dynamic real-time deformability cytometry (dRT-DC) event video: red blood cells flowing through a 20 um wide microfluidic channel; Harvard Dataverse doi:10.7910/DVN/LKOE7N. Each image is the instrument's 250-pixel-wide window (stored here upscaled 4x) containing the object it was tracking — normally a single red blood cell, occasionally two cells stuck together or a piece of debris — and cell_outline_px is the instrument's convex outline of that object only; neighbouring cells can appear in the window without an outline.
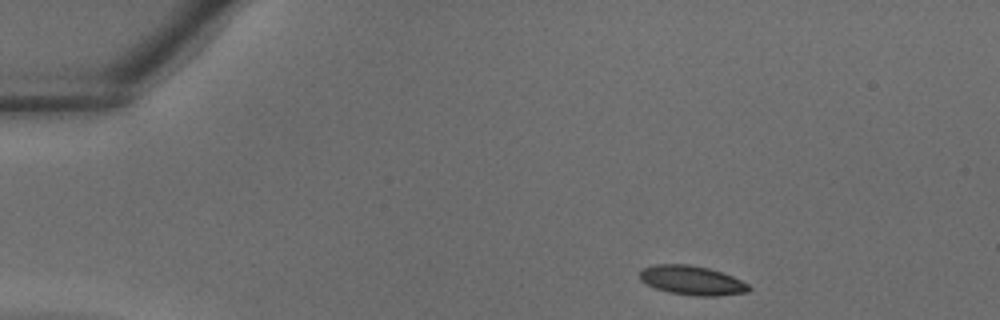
{"species": "common noctule bat (a hibernating species)", "species_latin": "Nyctalus noctula", "temperature_condition": "warm", "stored_images_in_passage": 33, "camera_frame_rate_fps": 3000, "um_per_image_px": 0.085, "animal": {"sex": "male", "body_mass_g": 18.8}, "frame": {"image": 1, "passage_image": 1, "time_ms": 0.0, "image_size_px": [1000, 320], "cell_outline_px": [[752, 288], [748, 292], [716, 296], [696, 296], [668, 292], [656, 288], [640, 280], [640, 272], [644, 268], [656, 264], [688, 264], [708, 268], [732, 276], [748, 284]], "centroid_in_image_um": [58.83, 23.84], "position_along_channel_um": 26.2, "area_um2": 18.44}}
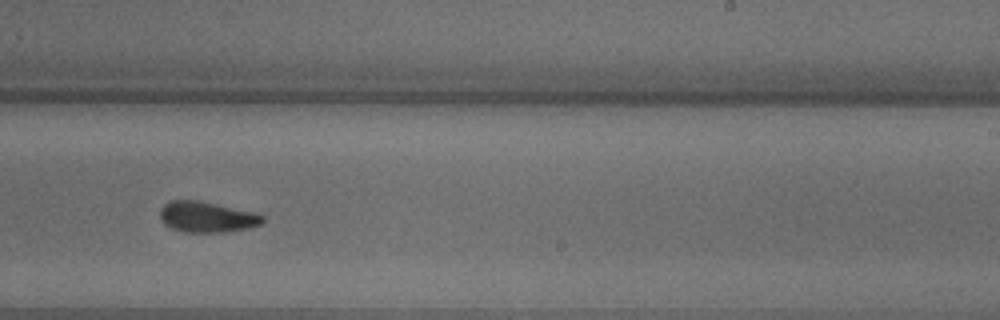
{"frame": {"image": 2, "passage_image": 19, "time_ms": 6.0, "image_size_px": [1000, 320], "cell_outline_px": [[264, 224], [248, 228], [228, 232], [184, 232], [172, 228], [164, 224], [160, 220], [160, 208], [164, 204], [172, 200], [196, 200], [256, 212], [264, 216]], "centroid_in_image_um": [17.6, 18.45], "position_along_channel_um": 271.4, "area_um2": 18.55}}
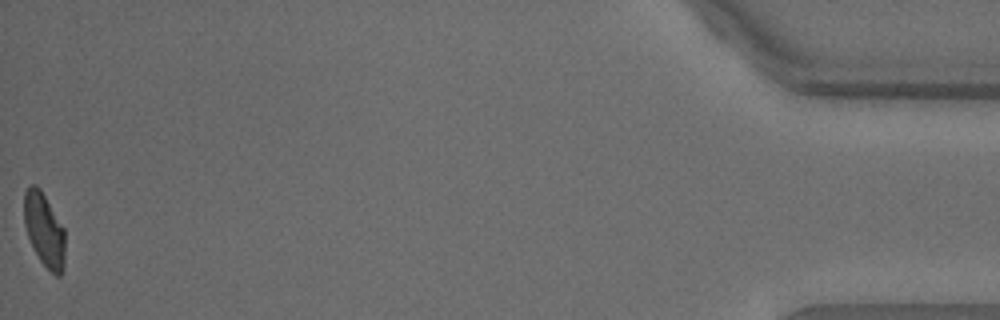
{"frame": {"image": 3, "passage_image": 33, "time_ms": 10.667, "image_size_px": [1000, 320], "cell_outline_px": [[64, 268], [60, 276], [56, 276], [40, 260], [28, 236], [24, 224], [24, 192], [32, 184], [36, 184], [40, 188], [64, 228]], "centroid_in_image_um": [3.76, 19.52], "position_along_channel_um": 431.4, "area_um2": 17.34}}